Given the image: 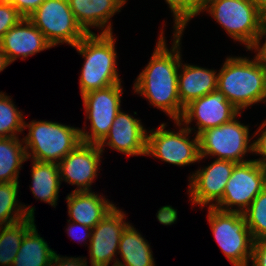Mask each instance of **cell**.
I'll use <instances>...</instances> for the list:
<instances>
[{"mask_svg":"<svg viewBox=\"0 0 266 266\" xmlns=\"http://www.w3.org/2000/svg\"><path fill=\"white\" fill-rule=\"evenodd\" d=\"M165 23V24H164ZM162 23L158 40L152 50L150 59L133 81V95L137 94L148 101V104L164 115L170 121H179L184 107L178 95V71L183 59L182 39L184 32H172L170 47L165 36L166 22Z\"/></svg>","mask_w":266,"mask_h":266,"instance_id":"6da1fadb","label":"cell"},{"mask_svg":"<svg viewBox=\"0 0 266 266\" xmlns=\"http://www.w3.org/2000/svg\"><path fill=\"white\" fill-rule=\"evenodd\" d=\"M250 56H225L218 72L217 89L241 112L266 97V66Z\"/></svg>","mask_w":266,"mask_h":266,"instance_id":"7a4b0ae2","label":"cell"},{"mask_svg":"<svg viewBox=\"0 0 266 266\" xmlns=\"http://www.w3.org/2000/svg\"><path fill=\"white\" fill-rule=\"evenodd\" d=\"M116 38L114 33L86 34L72 47L84 59L78 81L81 96L92 90L124 83L118 72Z\"/></svg>","mask_w":266,"mask_h":266,"instance_id":"3957f363","label":"cell"},{"mask_svg":"<svg viewBox=\"0 0 266 266\" xmlns=\"http://www.w3.org/2000/svg\"><path fill=\"white\" fill-rule=\"evenodd\" d=\"M23 142L27 159L59 163L82 141L80 128L50 120L24 121Z\"/></svg>","mask_w":266,"mask_h":266,"instance_id":"277c9868","label":"cell"},{"mask_svg":"<svg viewBox=\"0 0 266 266\" xmlns=\"http://www.w3.org/2000/svg\"><path fill=\"white\" fill-rule=\"evenodd\" d=\"M241 112L232 121L217 127H212L198 134L200 159L214 158L230 160L236 163H245L253 159L248 158L253 154V133L249 123H242L238 118ZM251 135V136H250ZM247 157V158H246Z\"/></svg>","mask_w":266,"mask_h":266,"instance_id":"5b68a950","label":"cell"},{"mask_svg":"<svg viewBox=\"0 0 266 266\" xmlns=\"http://www.w3.org/2000/svg\"><path fill=\"white\" fill-rule=\"evenodd\" d=\"M169 122L157 128H148L146 157L159 159L166 164L185 167L199 163V139L180 121H172L176 130L168 129Z\"/></svg>","mask_w":266,"mask_h":266,"instance_id":"8992f818","label":"cell"},{"mask_svg":"<svg viewBox=\"0 0 266 266\" xmlns=\"http://www.w3.org/2000/svg\"><path fill=\"white\" fill-rule=\"evenodd\" d=\"M205 13L246 52L254 44L264 18L251 0H207L202 16Z\"/></svg>","mask_w":266,"mask_h":266,"instance_id":"52a82bcc","label":"cell"},{"mask_svg":"<svg viewBox=\"0 0 266 266\" xmlns=\"http://www.w3.org/2000/svg\"><path fill=\"white\" fill-rule=\"evenodd\" d=\"M207 223L221 252L233 266H250L254 240L243 213L207 207Z\"/></svg>","mask_w":266,"mask_h":266,"instance_id":"ba28073f","label":"cell"},{"mask_svg":"<svg viewBox=\"0 0 266 266\" xmlns=\"http://www.w3.org/2000/svg\"><path fill=\"white\" fill-rule=\"evenodd\" d=\"M122 84L92 90L81 96L85 110L84 127L80 128L83 143L99 145L108 135L112 123L122 107L123 92L126 91ZM87 120L90 122V126L86 125Z\"/></svg>","mask_w":266,"mask_h":266,"instance_id":"9c48e42d","label":"cell"},{"mask_svg":"<svg viewBox=\"0 0 266 266\" xmlns=\"http://www.w3.org/2000/svg\"><path fill=\"white\" fill-rule=\"evenodd\" d=\"M27 18L54 48L64 44L74 47L87 34L78 24L68 0H44Z\"/></svg>","mask_w":266,"mask_h":266,"instance_id":"30bf717a","label":"cell"},{"mask_svg":"<svg viewBox=\"0 0 266 266\" xmlns=\"http://www.w3.org/2000/svg\"><path fill=\"white\" fill-rule=\"evenodd\" d=\"M265 187L264 165L255 160L238 163L226 184L222 199L214 207L221 211L243 213Z\"/></svg>","mask_w":266,"mask_h":266,"instance_id":"8fae6325","label":"cell"},{"mask_svg":"<svg viewBox=\"0 0 266 266\" xmlns=\"http://www.w3.org/2000/svg\"><path fill=\"white\" fill-rule=\"evenodd\" d=\"M212 159L209 164L198 166L188 175L186 194L192 207H214L222 199L226 184L238 164L230 160Z\"/></svg>","mask_w":266,"mask_h":266,"instance_id":"7c38bea8","label":"cell"},{"mask_svg":"<svg viewBox=\"0 0 266 266\" xmlns=\"http://www.w3.org/2000/svg\"><path fill=\"white\" fill-rule=\"evenodd\" d=\"M127 215L126 211L117 206L92 228L88 246L90 259L85 257L89 265L109 266L113 262L112 266H116L122 233L131 223L127 221Z\"/></svg>","mask_w":266,"mask_h":266,"instance_id":"4fadbf2b","label":"cell"},{"mask_svg":"<svg viewBox=\"0 0 266 266\" xmlns=\"http://www.w3.org/2000/svg\"><path fill=\"white\" fill-rule=\"evenodd\" d=\"M240 113L226 95L216 89L186 105L179 121L198 135L208 128L232 121ZM194 124L195 126H191Z\"/></svg>","mask_w":266,"mask_h":266,"instance_id":"5bb4252c","label":"cell"},{"mask_svg":"<svg viewBox=\"0 0 266 266\" xmlns=\"http://www.w3.org/2000/svg\"><path fill=\"white\" fill-rule=\"evenodd\" d=\"M103 155L98 144L81 142L58 163L61 184L76 186V192L94 191L92 185L102 171Z\"/></svg>","mask_w":266,"mask_h":266,"instance_id":"9a60e30c","label":"cell"},{"mask_svg":"<svg viewBox=\"0 0 266 266\" xmlns=\"http://www.w3.org/2000/svg\"><path fill=\"white\" fill-rule=\"evenodd\" d=\"M129 114L122 108L117 113L108 135L99 144L100 150L105 153V148L122 153L126 157H146L147 132L142 119L136 118V111Z\"/></svg>","mask_w":266,"mask_h":266,"instance_id":"2e32d148","label":"cell"},{"mask_svg":"<svg viewBox=\"0 0 266 266\" xmlns=\"http://www.w3.org/2000/svg\"><path fill=\"white\" fill-rule=\"evenodd\" d=\"M0 48L12 64L18 59L24 61L53 46L28 18L23 17L2 37Z\"/></svg>","mask_w":266,"mask_h":266,"instance_id":"e0dca14e","label":"cell"},{"mask_svg":"<svg viewBox=\"0 0 266 266\" xmlns=\"http://www.w3.org/2000/svg\"><path fill=\"white\" fill-rule=\"evenodd\" d=\"M128 0H68L78 24L87 34L114 33L113 16L119 14ZM94 31H93V30Z\"/></svg>","mask_w":266,"mask_h":266,"instance_id":"ac0fdd59","label":"cell"},{"mask_svg":"<svg viewBox=\"0 0 266 266\" xmlns=\"http://www.w3.org/2000/svg\"><path fill=\"white\" fill-rule=\"evenodd\" d=\"M65 200L70 218L67 220L89 226L90 228L98 224L116 207L112 200L109 201L108 196L96 191H71L67 194Z\"/></svg>","mask_w":266,"mask_h":266,"instance_id":"d6986e66","label":"cell"},{"mask_svg":"<svg viewBox=\"0 0 266 266\" xmlns=\"http://www.w3.org/2000/svg\"><path fill=\"white\" fill-rule=\"evenodd\" d=\"M218 72L181 60L178 71V95L183 107L193 100L209 94L217 89Z\"/></svg>","mask_w":266,"mask_h":266,"instance_id":"ffe728a7","label":"cell"},{"mask_svg":"<svg viewBox=\"0 0 266 266\" xmlns=\"http://www.w3.org/2000/svg\"><path fill=\"white\" fill-rule=\"evenodd\" d=\"M31 167V184L29 190L32 192L35 200H40L56 208L58 205L61 181L57 163L39 162L28 159Z\"/></svg>","mask_w":266,"mask_h":266,"instance_id":"44dd1931","label":"cell"},{"mask_svg":"<svg viewBox=\"0 0 266 266\" xmlns=\"http://www.w3.org/2000/svg\"><path fill=\"white\" fill-rule=\"evenodd\" d=\"M130 223L122 233L116 266H156L152 247L145 236Z\"/></svg>","mask_w":266,"mask_h":266,"instance_id":"7402d4cb","label":"cell"},{"mask_svg":"<svg viewBox=\"0 0 266 266\" xmlns=\"http://www.w3.org/2000/svg\"><path fill=\"white\" fill-rule=\"evenodd\" d=\"M48 244L35 224L24 235L12 266H50L56 251Z\"/></svg>","mask_w":266,"mask_h":266,"instance_id":"603a6c76","label":"cell"},{"mask_svg":"<svg viewBox=\"0 0 266 266\" xmlns=\"http://www.w3.org/2000/svg\"><path fill=\"white\" fill-rule=\"evenodd\" d=\"M28 161L23 138H0V183L19 182L24 162Z\"/></svg>","mask_w":266,"mask_h":266,"instance_id":"cb8c5ba5","label":"cell"},{"mask_svg":"<svg viewBox=\"0 0 266 266\" xmlns=\"http://www.w3.org/2000/svg\"><path fill=\"white\" fill-rule=\"evenodd\" d=\"M20 182L0 183V226L18 222L28 216L35 218V206L19 201Z\"/></svg>","mask_w":266,"mask_h":266,"instance_id":"d4e9b609","label":"cell"},{"mask_svg":"<svg viewBox=\"0 0 266 266\" xmlns=\"http://www.w3.org/2000/svg\"><path fill=\"white\" fill-rule=\"evenodd\" d=\"M35 218L28 216L18 222L0 226V266H12L24 235L35 225Z\"/></svg>","mask_w":266,"mask_h":266,"instance_id":"484cf974","label":"cell"},{"mask_svg":"<svg viewBox=\"0 0 266 266\" xmlns=\"http://www.w3.org/2000/svg\"><path fill=\"white\" fill-rule=\"evenodd\" d=\"M13 97L0 92V138L22 137L24 134V113L15 105Z\"/></svg>","mask_w":266,"mask_h":266,"instance_id":"4316f807","label":"cell"},{"mask_svg":"<svg viewBox=\"0 0 266 266\" xmlns=\"http://www.w3.org/2000/svg\"><path fill=\"white\" fill-rule=\"evenodd\" d=\"M254 241L266 238V187L243 212Z\"/></svg>","mask_w":266,"mask_h":266,"instance_id":"83f0119b","label":"cell"},{"mask_svg":"<svg viewBox=\"0 0 266 266\" xmlns=\"http://www.w3.org/2000/svg\"><path fill=\"white\" fill-rule=\"evenodd\" d=\"M173 18V32H185L187 27V0H164Z\"/></svg>","mask_w":266,"mask_h":266,"instance_id":"f1b7e54d","label":"cell"},{"mask_svg":"<svg viewBox=\"0 0 266 266\" xmlns=\"http://www.w3.org/2000/svg\"><path fill=\"white\" fill-rule=\"evenodd\" d=\"M23 16L7 0H0V41L2 37L16 25Z\"/></svg>","mask_w":266,"mask_h":266,"instance_id":"f546056e","label":"cell"},{"mask_svg":"<svg viewBox=\"0 0 266 266\" xmlns=\"http://www.w3.org/2000/svg\"><path fill=\"white\" fill-rule=\"evenodd\" d=\"M261 122L260 125L256 124V131L253 133V160L257 161L262 165H266V119ZM260 156V157H259Z\"/></svg>","mask_w":266,"mask_h":266,"instance_id":"4dcf8cb0","label":"cell"},{"mask_svg":"<svg viewBox=\"0 0 266 266\" xmlns=\"http://www.w3.org/2000/svg\"><path fill=\"white\" fill-rule=\"evenodd\" d=\"M67 223L65 231L67 232L68 237H71L72 240H77L80 244L83 243L86 245L88 243L86 246H89L92 228L69 220H67Z\"/></svg>","mask_w":266,"mask_h":266,"instance_id":"1f68e13d","label":"cell"},{"mask_svg":"<svg viewBox=\"0 0 266 266\" xmlns=\"http://www.w3.org/2000/svg\"><path fill=\"white\" fill-rule=\"evenodd\" d=\"M247 51L254 53V57L266 66V16L261 22L254 44Z\"/></svg>","mask_w":266,"mask_h":266,"instance_id":"d6a6232c","label":"cell"},{"mask_svg":"<svg viewBox=\"0 0 266 266\" xmlns=\"http://www.w3.org/2000/svg\"><path fill=\"white\" fill-rule=\"evenodd\" d=\"M178 209L172 207V205L161 206L156 213V219L160 224L164 226H171L177 223Z\"/></svg>","mask_w":266,"mask_h":266,"instance_id":"836d02e7","label":"cell"},{"mask_svg":"<svg viewBox=\"0 0 266 266\" xmlns=\"http://www.w3.org/2000/svg\"><path fill=\"white\" fill-rule=\"evenodd\" d=\"M25 18L32 14L44 0H7Z\"/></svg>","mask_w":266,"mask_h":266,"instance_id":"e575fe53","label":"cell"},{"mask_svg":"<svg viewBox=\"0 0 266 266\" xmlns=\"http://www.w3.org/2000/svg\"><path fill=\"white\" fill-rule=\"evenodd\" d=\"M50 266H89L85 261V256H74L68 257L57 254H54Z\"/></svg>","mask_w":266,"mask_h":266,"instance_id":"d590c367","label":"cell"},{"mask_svg":"<svg viewBox=\"0 0 266 266\" xmlns=\"http://www.w3.org/2000/svg\"><path fill=\"white\" fill-rule=\"evenodd\" d=\"M251 266H266V238L254 241Z\"/></svg>","mask_w":266,"mask_h":266,"instance_id":"8d00e7d4","label":"cell"},{"mask_svg":"<svg viewBox=\"0 0 266 266\" xmlns=\"http://www.w3.org/2000/svg\"><path fill=\"white\" fill-rule=\"evenodd\" d=\"M207 0H187V26L189 22L203 11L204 5Z\"/></svg>","mask_w":266,"mask_h":266,"instance_id":"74e56055","label":"cell"},{"mask_svg":"<svg viewBox=\"0 0 266 266\" xmlns=\"http://www.w3.org/2000/svg\"><path fill=\"white\" fill-rule=\"evenodd\" d=\"M11 63L9 62L5 52L0 48V73L3 72Z\"/></svg>","mask_w":266,"mask_h":266,"instance_id":"f35d334b","label":"cell"},{"mask_svg":"<svg viewBox=\"0 0 266 266\" xmlns=\"http://www.w3.org/2000/svg\"><path fill=\"white\" fill-rule=\"evenodd\" d=\"M256 9L265 17L266 16V0H251Z\"/></svg>","mask_w":266,"mask_h":266,"instance_id":"ab89813d","label":"cell"}]
</instances>
